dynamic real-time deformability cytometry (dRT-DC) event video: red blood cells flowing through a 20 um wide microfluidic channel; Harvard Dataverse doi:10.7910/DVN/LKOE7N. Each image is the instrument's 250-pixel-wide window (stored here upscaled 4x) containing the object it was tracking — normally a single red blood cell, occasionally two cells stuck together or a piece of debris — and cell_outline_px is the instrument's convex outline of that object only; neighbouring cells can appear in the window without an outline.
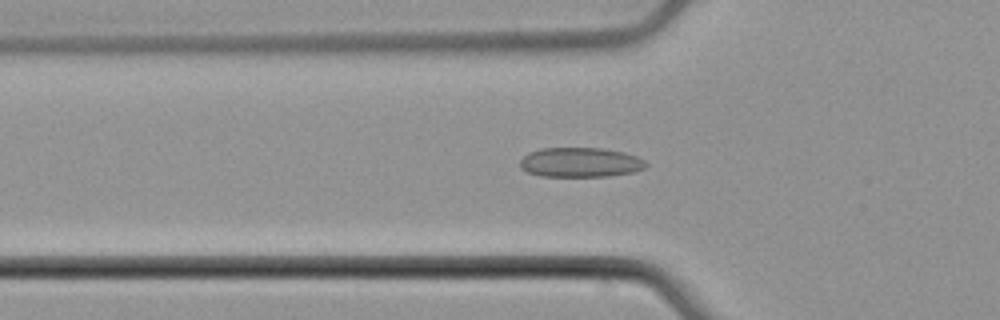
{"species": "common noctule bat (a hibernating species)", "species_latin": "Nyctalus noctula", "temperature_condition": "cold", "stored_images_in_passage": 35, "camera_frame_rate_fps": 3000, "um_per_image_px": 0.085, "animal": {"sex": "male", "body_mass_g": 21.5, "forearm_length_mm": 52.0}, "frame": {"image": 1, "passage_image": 4, "time_ms": 1.0, "image_size_px": [1000, 320], "cell_outline_px": [[648, 164], [644, 168], [636, 172], [608, 176], [540, 176], [528, 172], [520, 168], [520, 160], [528, 152], [540, 148], [604, 148], [624, 152], [636, 156], [644, 160]], "centroid_in_image_um": [49.33, 13.8], "position_along_channel_um": 76.5, "area_um2": 21.91}}
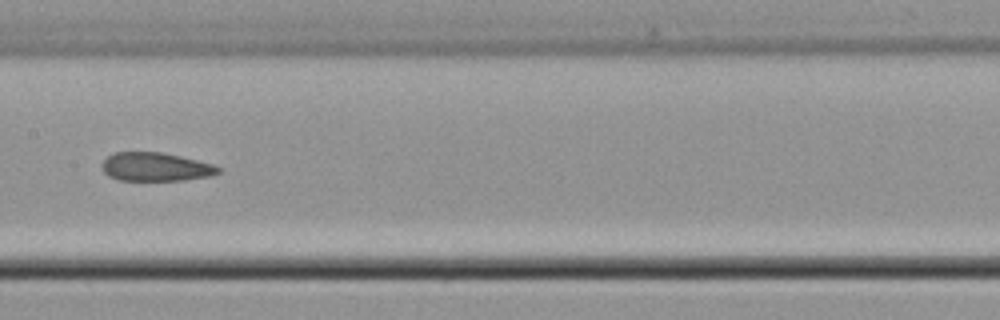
{"frame": {"image": 2, "passage_image": 13, "time_ms": 4.0, "image_size_px": [1000, 320], "cell_outline_px": [[220, 172], [212, 176], [184, 180], [120, 180], [108, 176], [104, 172], [100, 164], [108, 156], [116, 152], [160, 152], [180, 156], [212, 164], [220, 168]], "centroid_in_image_um": [13.21, 14.19], "position_along_channel_um": 194.2, "area_um2": 19.31}}
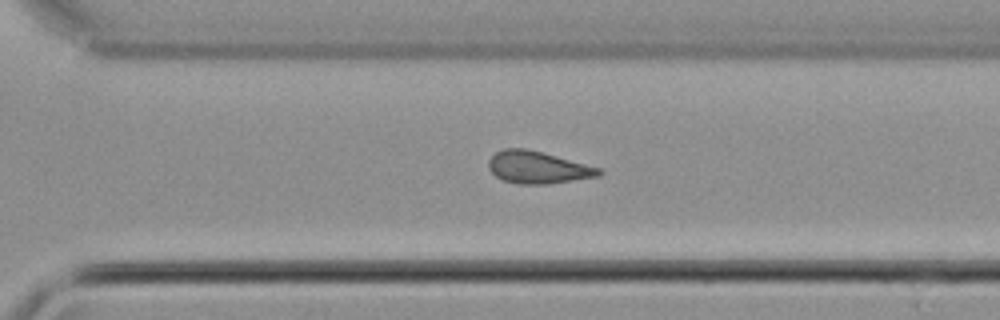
{"frame": {"image": 3, "passage_image": 23, "time_ms": 7.333, "image_size_px": [1000, 320], "cell_outline_px": [[604, 172], [600, 176], [548, 184], [516, 184], [504, 180], [496, 176], [488, 168], [488, 160], [496, 152], [504, 148], [528, 148], [600, 168]], "centroid_in_image_um": [45.71, 14.23], "position_along_channel_um": 324.9, "area_um2": 20.75}, "authors_computed_cell_mechanics": {"area_um2": 20.4034, "velocity_mm_per_s": 3.9234, "shape_relaxation_time_tau1_ms": null, "shape_relaxation_time_tau2_ms": 4.6642, "deformation_change_tau1": null, "deformation_change_tau2": 0.1075}}